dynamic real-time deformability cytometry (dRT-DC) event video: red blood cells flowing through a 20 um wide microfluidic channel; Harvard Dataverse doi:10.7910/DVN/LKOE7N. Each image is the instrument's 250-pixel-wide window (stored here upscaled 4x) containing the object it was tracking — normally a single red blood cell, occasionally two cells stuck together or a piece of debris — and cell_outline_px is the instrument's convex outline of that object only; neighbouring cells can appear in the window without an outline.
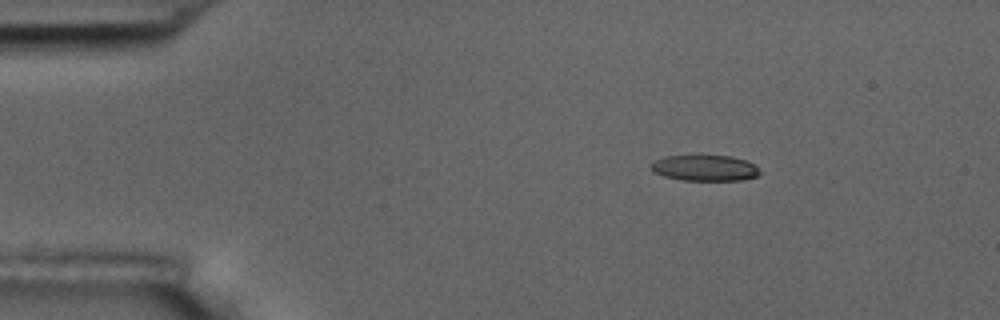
{"species": "common noctule bat (a hibernating species)", "species_latin": "Nyctalus noctula", "temperature_condition": "room temperature", "stored_images_in_passage": 3, "camera_frame_rate_fps": 3000, "um_per_image_px": 0.085, "animal": {"sex": "male", "body_mass_g": 17.5, "forearm_length_mm": 52.3}, "frame": {"image": 1, "passage_image": 2, "time_ms": 1.333, "image_size_px": [1000, 320], "cell_outline_px": [[760, 172], [756, 176], [740, 180], [680, 180], [664, 176], [652, 172], [652, 164], [656, 160], [668, 156], [732, 156], [756, 164]], "centroid_in_image_um": [59.93, 14.28], "position_along_channel_um": 25.1, "area_um2": 16.18}}